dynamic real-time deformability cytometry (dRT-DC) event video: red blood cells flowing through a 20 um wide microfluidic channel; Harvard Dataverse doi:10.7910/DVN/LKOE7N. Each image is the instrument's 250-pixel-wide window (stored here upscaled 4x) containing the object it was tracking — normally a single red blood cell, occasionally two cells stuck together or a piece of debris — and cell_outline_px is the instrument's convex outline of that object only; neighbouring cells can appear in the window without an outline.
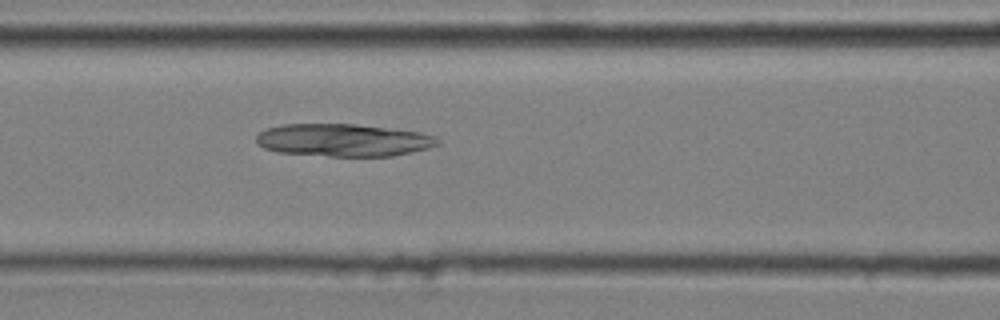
{"species": "common noctule bat (a hibernating species)", "species_latin": "Nyctalus noctula", "temperature_condition": "cold", "stored_images_in_passage": 5, "segment_of_instrument_passage": [1, 2], "camera_frame_rate_fps": 3000, "um_per_image_px": 0.085, "animal": {"sex": "male", "body_mass_g": 20.4}, "frame": {"image": 1, "passage_image": 4, "time_ms": 1.0, "image_size_px": [1000, 320], "cell_outline_px": [[440, 144], [428, 148], [412, 152], [392, 156], [328, 156], [280, 152], [264, 148], [256, 144], [256, 136], [260, 132], [268, 128], [280, 124], [356, 124], [420, 132], [436, 136], [440, 140]], "centroid_in_image_um": [29.19, 11.91], "position_along_channel_um": 137.4, "area_um2": 34.51}}